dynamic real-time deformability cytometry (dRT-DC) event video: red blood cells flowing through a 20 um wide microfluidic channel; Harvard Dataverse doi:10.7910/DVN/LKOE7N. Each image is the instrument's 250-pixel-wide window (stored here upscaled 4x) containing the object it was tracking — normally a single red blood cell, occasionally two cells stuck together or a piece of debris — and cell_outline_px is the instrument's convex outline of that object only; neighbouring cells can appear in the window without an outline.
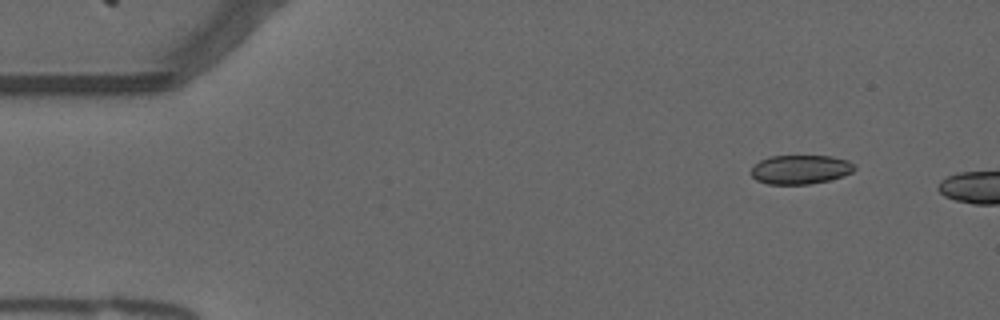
{"species": "common noctule bat (a hibernating species)", "species_latin": "Nyctalus noctula", "temperature_condition": "warm", "stored_images_in_passage": 5, "camera_frame_rate_fps": 3000, "um_per_image_px": 0.085, "animal": {"sex": "male", "forearm_length_mm": 52.5}, "frame": {"image": 1, "passage_image": 1, "time_ms": 0.0, "image_size_px": [1000, 320], "cell_outline_px": [[856, 168], [852, 172], [844, 176], [828, 180], [808, 184], [768, 184], [756, 180], [752, 176], [752, 168], [760, 160], [768, 156], [832, 156], [848, 160]], "centroid_in_image_um": [68.04, 14.4], "position_along_channel_um": 17.0, "area_um2": 17.46}}